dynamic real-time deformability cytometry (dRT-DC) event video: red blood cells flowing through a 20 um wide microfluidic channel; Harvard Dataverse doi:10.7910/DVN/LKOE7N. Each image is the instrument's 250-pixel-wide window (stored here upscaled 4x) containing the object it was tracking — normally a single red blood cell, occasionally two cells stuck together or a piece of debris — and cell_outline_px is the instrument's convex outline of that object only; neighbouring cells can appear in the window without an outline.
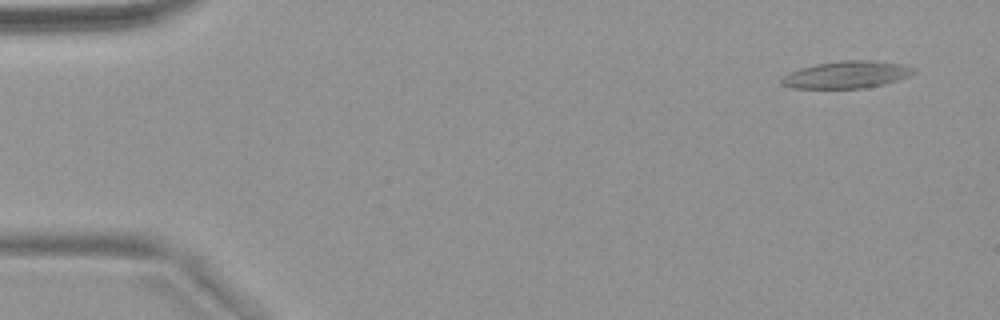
{"species": "common noctule bat (a hibernating species)", "species_latin": "Nyctalus noctula", "temperature_condition": "warm", "stored_images_in_passage": 54, "camera_frame_rate_fps": 3000, "um_per_image_px": 0.085, "animal": {"sex": "female", "body_mass_g": 18.4}, "frame": {"image": 1, "passage_image": 3, "time_ms": 0.667, "image_size_px": [1000, 320], "cell_outline_px": [[916, 72], [908, 76], [884, 84], [860, 88], [792, 88], [780, 84], [780, 80], [784, 76], [800, 68], [816, 64], [840, 60], [868, 60], [900, 64], [916, 68]], "centroid_in_image_um": [71.95, 6.34], "position_along_channel_um": 13.0, "area_um2": 20.69}}
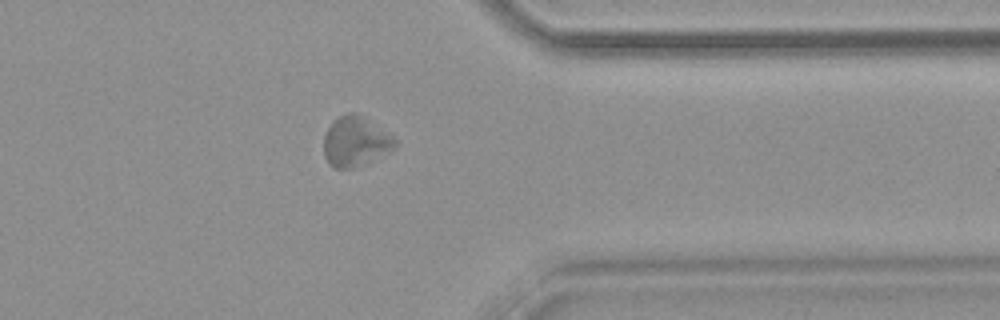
{"frame": {"image": 2, "passage_image": 43, "time_ms": 14.0, "image_size_px": [1000, 320], "cell_outline_px": [[396, 148], [392, 152], [352, 168], [332, 168], [328, 164], [324, 156], [324, 136], [332, 120], [344, 112], [356, 112], [364, 116], [392, 136], [396, 140]], "centroid_in_image_um": [30.2, 12.01], "position_along_channel_um": 381.2, "area_um2": 21.04}}
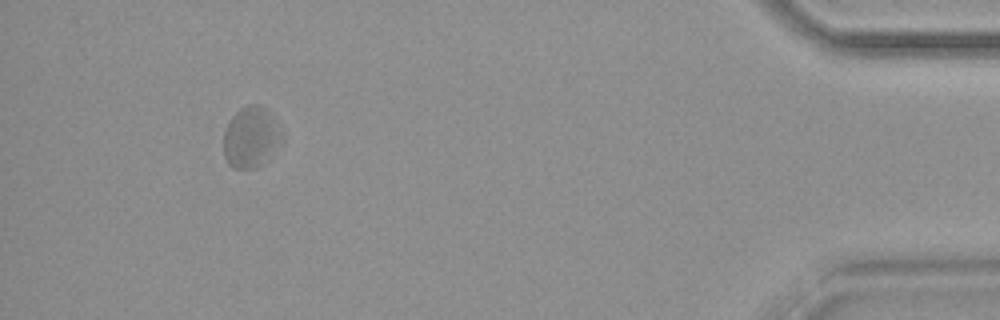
{"frame": {"image": 3, "passage_image": 50, "time_ms": 16.333, "image_size_px": [1000, 320], "cell_outline_px": [[284, 140], [264, 164], [256, 168], [232, 168], [228, 164], [224, 156], [224, 132], [232, 116], [240, 108], [248, 104], [260, 104], [268, 108], [284, 132]], "centroid_in_image_um": [21.39, 11.65], "position_along_channel_um": 413.8, "area_um2": 21.33}}